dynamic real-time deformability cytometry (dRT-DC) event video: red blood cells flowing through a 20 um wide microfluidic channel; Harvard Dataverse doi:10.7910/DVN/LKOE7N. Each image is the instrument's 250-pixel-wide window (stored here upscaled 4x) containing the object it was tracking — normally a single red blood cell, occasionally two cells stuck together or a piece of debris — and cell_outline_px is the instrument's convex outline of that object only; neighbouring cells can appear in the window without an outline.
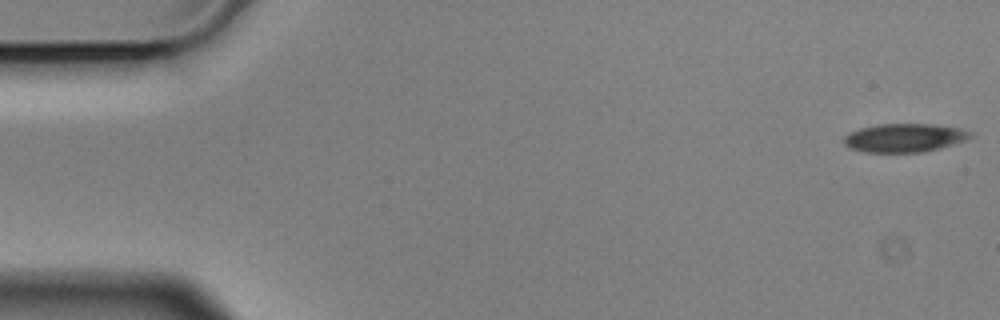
{"species": "Egyptian fruit bat (a non-hibernating species)", "species_latin": "Rousettus aegyptiacus", "temperature_condition": "cold", "stored_images_in_passage": 5, "camera_frame_rate_fps": 3000, "um_per_image_px": 0.085, "animal": {"sex": "male"}, "frame": {"image": 1, "passage_image": 1, "time_ms": 0.0, "image_size_px": [1000, 320], "cell_outline_px": [[972, 136], [968, 140], [940, 148], [924, 152], [864, 152], [848, 148], [844, 144], [844, 136], [848, 132], [860, 128], [880, 124], [932, 124], [960, 128], [972, 132]], "centroid_in_image_um": [76.88, 11.72], "position_along_channel_um": 8.1, "area_um2": 21.21}}
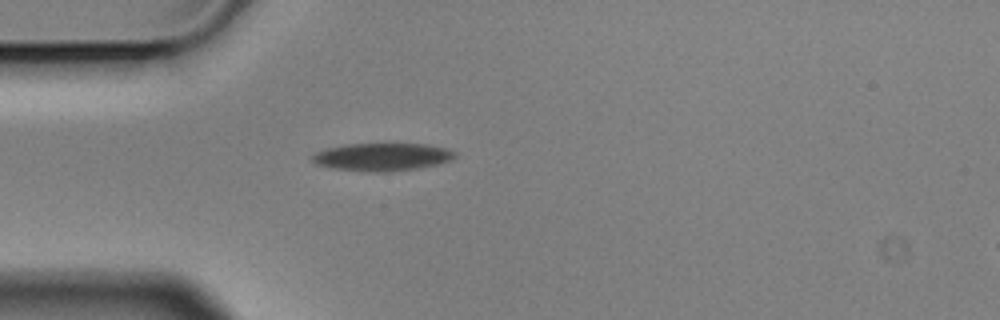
{"frame": {"image": 2, "passage_image": 5, "time_ms": 1.333, "image_size_px": [1000, 320], "cell_outline_px": [[456, 156], [452, 160], [436, 164], [416, 168], [388, 172], [368, 172], [332, 168], [316, 164], [312, 160], [312, 156], [316, 152], [328, 148], [344, 144], [424, 144], [444, 148], [456, 152]], "centroid_in_image_um": [32.47, 13.34], "position_along_channel_um": 52.5, "area_um2": 22.95}}